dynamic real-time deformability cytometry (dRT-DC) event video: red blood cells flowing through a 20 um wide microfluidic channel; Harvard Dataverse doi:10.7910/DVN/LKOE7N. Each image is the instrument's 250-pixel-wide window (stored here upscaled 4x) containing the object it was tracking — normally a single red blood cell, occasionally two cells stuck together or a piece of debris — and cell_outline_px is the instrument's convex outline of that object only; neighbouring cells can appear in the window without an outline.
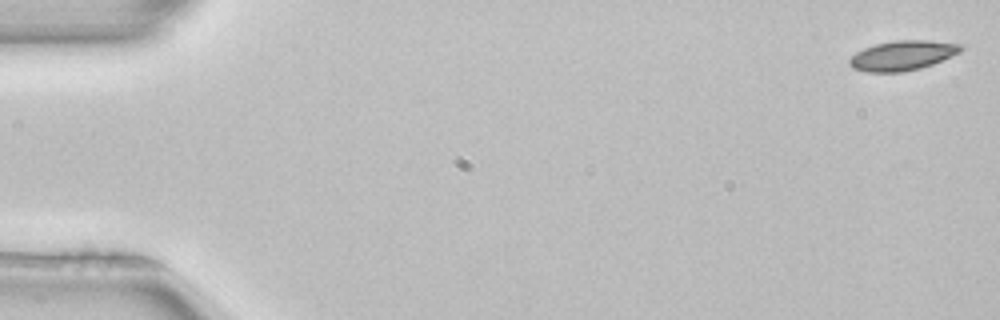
{"species": "common noctule bat (a hibernating species)", "species_latin": "Nyctalus noctula", "temperature_condition": "room temperature", "stored_images_in_passage": 52, "camera_frame_rate_fps": 3000, "um_per_image_px": 0.085, "animal": {"sex": "female", "body_mass_g": 22.7, "forearm_length_mm": 54.2}, "frame": {"image": 1, "passage_image": 1, "time_ms": 0.0, "image_size_px": [1000, 320], "cell_outline_px": [[964, 48], [960, 52], [932, 64], [920, 68], [900, 72], [864, 72], [852, 68], [848, 64], [848, 60], [856, 52], [864, 48], [876, 44], [892, 40], [928, 40], [960, 44]], "centroid_in_image_um": [76.67, 4.71], "position_along_channel_um": 8.3, "area_um2": 19.31}}
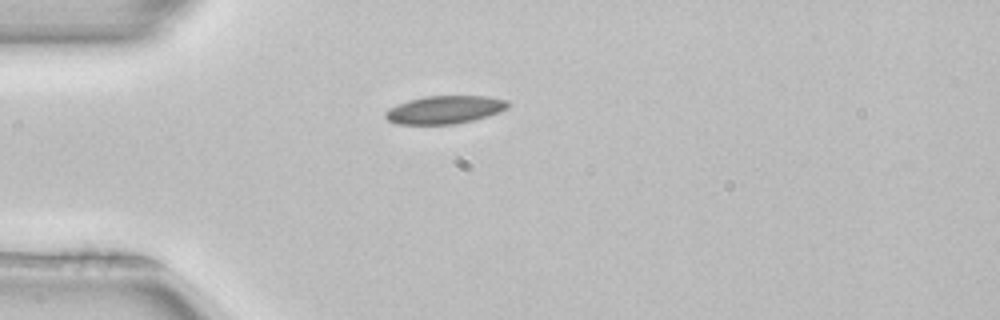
{"frame": {"image": 2, "passage_image": 14, "time_ms": 4.333, "image_size_px": [1000, 320], "cell_outline_px": [[508, 108], [500, 112], [488, 116], [456, 124], [396, 124], [388, 120], [384, 116], [384, 112], [388, 108], [396, 104], [408, 100], [428, 96], [488, 96], [508, 100]], "centroid_in_image_um": [37.79, 9.32], "position_along_channel_um": 47.2, "area_um2": 20.11}, "authors_computed_cell_mechanics": {"area_um2": 19.0162, "velocity_mm_per_s": 3.9499, "shape_relaxation_time_tau1_ms": 4.9902, "shape_relaxation_time_tau2_ms": null, "deformation_change_tau1": 0.1071, "deformation_change_tau2": null}}